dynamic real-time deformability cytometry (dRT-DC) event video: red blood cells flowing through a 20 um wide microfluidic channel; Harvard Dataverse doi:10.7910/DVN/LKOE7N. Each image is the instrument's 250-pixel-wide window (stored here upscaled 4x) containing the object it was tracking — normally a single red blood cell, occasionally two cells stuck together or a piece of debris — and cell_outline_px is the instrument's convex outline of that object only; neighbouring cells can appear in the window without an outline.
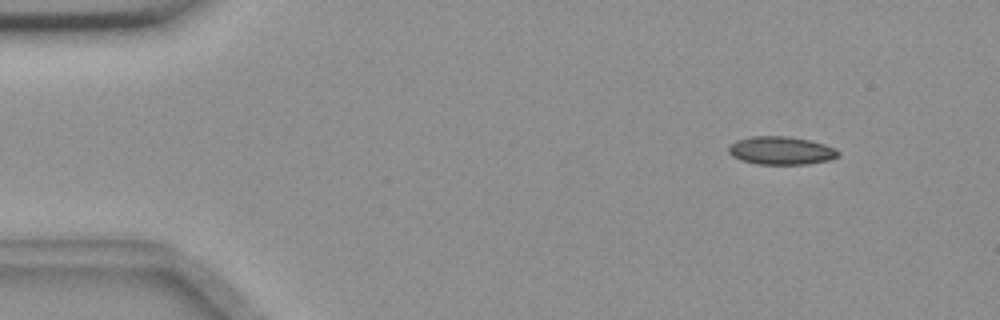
{"species": "common noctule bat (a hibernating species)", "species_latin": "Nyctalus noctula", "temperature_condition": "room temperature", "stored_images_in_passage": 48, "camera_frame_rate_fps": 3000, "um_per_image_px": 0.085, "animal": {"sex": "female", "body_mass_g": 18.4}, "frame": {"image": 1, "passage_image": 5, "time_ms": 1.333, "image_size_px": [1000, 320], "cell_outline_px": [[840, 156], [828, 160], [808, 164], [756, 164], [740, 160], [732, 156], [728, 152], [728, 144], [736, 140], [752, 136], [788, 136], [812, 140], [836, 148], [840, 152]], "centroid_in_image_um": [66.39, 12.79], "position_along_channel_um": 18.6, "area_um2": 18.26}}
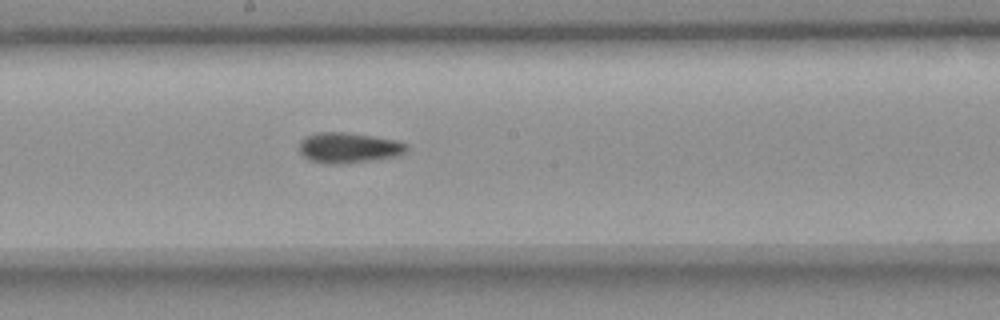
{"frame": {"image": 2, "passage_image": 29, "time_ms": 9.333, "image_size_px": [1000, 320], "cell_outline_px": [[408, 148], [404, 152], [396, 156], [368, 160], [332, 164], [312, 160], [304, 156], [300, 152], [300, 140], [304, 136], [316, 132], [344, 132], [400, 140], [408, 144]], "centroid_in_image_um": [29.64, 12.52], "position_along_channel_um": 218.6, "area_um2": 18.79}}
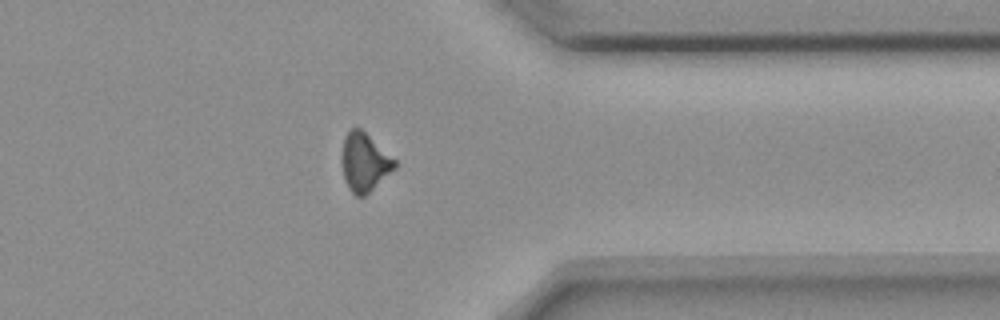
{"frame": {"image": 3, "passage_image": 43, "time_ms": 14.0, "image_size_px": [1000, 320], "cell_outline_px": [[396, 168], [364, 196], [356, 196], [348, 188], [344, 180], [340, 160], [344, 136], [352, 128], [360, 128], [396, 160]], "centroid_in_image_um": [30.94, 13.8], "position_along_channel_um": 380.5, "area_um2": 17.98}, "authors_computed_cell_mechanics": {"area_um2": 18.1781, "velocity_mm_per_s": 3.646, "shape_relaxation_time_tau1_ms": null, "shape_relaxation_time_tau2_ms": 9.388, "deformation_change_tau1": null, "deformation_change_tau2": 0.1519}}